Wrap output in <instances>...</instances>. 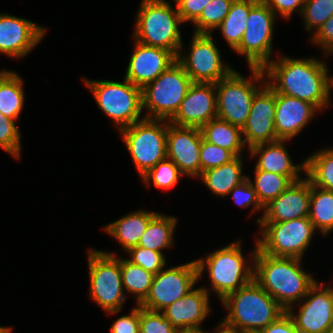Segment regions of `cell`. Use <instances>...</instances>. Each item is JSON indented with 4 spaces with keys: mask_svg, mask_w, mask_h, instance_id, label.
<instances>
[{
    "mask_svg": "<svg viewBox=\"0 0 333 333\" xmlns=\"http://www.w3.org/2000/svg\"><path fill=\"white\" fill-rule=\"evenodd\" d=\"M264 68L266 84L275 92L312 103L320 112L329 107V70L318 57L277 55Z\"/></svg>",
    "mask_w": 333,
    "mask_h": 333,
    "instance_id": "cell-1",
    "label": "cell"
},
{
    "mask_svg": "<svg viewBox=\"0 0 333 333\" xmlns=\"http://www.w3.org/2000/svg\"><path fill=\"white\" fill-rule=\"evenodd\" d=\"M212 311L210 295L203 287H194L162 313L175 330L204 329L201 325Z\"/></svg>",
    "mask_w": 333,
    "mask_h": 333,
    "instance_id": "cell-23",
    "label": "cell"
},
{
    "mask_svg": "<svg viewBox=\"0 0 333 333\" xmlns=\"http://www.w3.org/2000/svg\"><path fill=\"white\" fill-rule=\"evenodd\" d=\"M289 140H276L262 143L248 150L249 158H254V165L258 170L287 176L292 182L298 181L305 176V159L299 164L293 163L288 149L285 147ZM302 175V176H301Z\"/></svg>",
    "mask_w": 333,
    "mask_h": 333,
    "instance_id": "cell-24",
    "label": "cell"
},
{
    "mask_svg": "<svg viewBox=\"0 0 333 333\" xmlns=\"http://www.w3.org/2000/svg\"><path fill=\"white\" fill-rule=\"evenodd\" d=\"M47 31L29 19L0 13V53L22 59L41 43Z\"/></svg>",
    "mask_w": 333,
    "mask_h": 333,
    "instance_id": "cell-16",
    "label": "cell"
},
{
    "mask_svg": "<svg viewBox=\"0 0 333 333\" xmlns=\"http://www.w3.org/2000/svg\"><path fill=\"white\" fill-rule=\"evenodd\" d=\"M333 15V0H305L301 17L311 36Z\"/></svg>",
    "mask_w": 333,
    "mask_h": 333,
    "instance_id": "cell-37",
    "label": "cell"
},
{
    "mask_svg": "<svg viewBox=\"0 0 333 333\" xmlns=\"http://www.w3.org/2000/svg\"><path fill=\"white\" fill-rule=\"evenodd\" d=\"M177 223L178 219L174 215L158 212L150 220L138 246L162 253L164 250L172 249Z\"/></svg>",
    "mask_w": 333,
    "mask_h": 333,
    "instance_id": "cell-28",
    "label": "cell"
},
{
    "mask_svg": "<svg viewBox=\"0 0 333 333\" xmlns=\"http://www.w3.org/2000/svg\"><path fill=\"white\" fill-rule=\"evenodd\" d=\"M248 69L250 77H244L234 69L215 84L217 118L241 129L248 118L255 94L266 84L263 68Z\"/></svg>",
    "mask_w": 333,
    "mask_h": 333,
    "instance_id": "cell-8",
    "label": "cell"
},
{
    "mask_svg": "<svg viewBox=\"0 0 333 333\" xmlns=\"http://www.w3.org/2000/svg\"><path fill=\"white\" fill-rule=\"evenodd\" d=\"M243 333H262L261 331H247V332H243Z\"/></svg>",
    "mask_w": 333,
    "mask_h": 333,
    "instance_id": "cell-53",
    "label": "cell"
},
{
    "mask_svg": "<svg viewBox=\"0 0 333 333\" xmlns=\"http://www.w3.org/2000/svg\"><path fill=\"white\" fill-rule=\"evenodd\" d=\"M305 164V176L314 186L333 191V147L308 155Z\"/></svg>",
    "mask_w": 333,
    "mask_h": 333,
    "instance_id": "cell-33",
    "label": "cell"
},
{
    "mask_svg": "<svg viewBox=\"0 0 333 333\" xmlns=\"http://www.w3.org/2000/svg\"><path fill=\"white\" fill-rule=\"evenodd\" d=\"M236 156L228 149L207 142L202 137L200 146V175L201 172L219 167L230 162Z\"/></svg>",
    "mask_w": 333,
    "mask_h": 333,
    "instance_id": "cell-40",
    "label": "cell"
},
{
    "mask_svg": "<svg viewBox=\"0 0 333 333\" xmlns=\"http://www.w3.org/2000/svg\"><path fill=\"white\" fill-rule=\"evenodd\" d=\"M89 296L106 314L117 315L127 295L122 285L120 256L116 252L88 249Z\"/></svg>",
    "mask_w": 333,
    "mask_h": 333,
    "instance_id": "cell-7",
    "label": "cell"
},
{
    "mask_svg": "<svg viewBox=\"0 0 333 333\" xmlns=\"http://www.w3.org/2000/svg\"><path fill=\"white\" fill-rule=\"evenodd\" d=\"M229 195L232 196L235 204L241 208L252 206L249 217L259 211H264V207L258 201L256 192L248 178L234 187L228 196Z\"/></svg>",
    "mask_w": 333,
    "mask_h": 333,
    "instance_id": "cell-42",
    "label": "cell"
},
{
    "mask_svg": "<svg viewBox=\"0 0 333 333\" xmlns=\"http://www.w3.org/2000/svg\"><path fill=\"white\" fill-rule=\"evenodd\" d=\"M244 158L236 156L233 160L219 167L201 172L198 177L214 196L228 197L230 191L247 179L243 174Z\"/></svg>",
    "mask_w": 333,
    "mask_h": 333,
    "instance_id": "cell-26",
    "label": "cell"
},
{
    "mask_svg": "<svg viewBox=\"0 0 333 333\" xmlns=\"http://www.w3.org/2000/svg\"><path fill=\"white\" fill-rule=\"evenodd\" d=\"M215 118H217L215 84L192 83L178 111L169 122L177 126L201 128Z\"/></svg>",
    "mask_w": 333,
    "mask_h": 333,
    "instance_id": "cell-19",
    "label": "cell"
},
{
    "mask_svg": "<svg viewBox=\"0 0 333 333\" xmlns=\"http://www.w3.org/2000/svg\"><path fill=\"white\" fill-rule=\"evenodd\" d=\"M168 120L148 119L118 131L140 178L167 158Z\"/></svg>",
    "mask_w": 333,
    "mask_h": 333,
    "instance_id": "cell-9",
    "label": "cell"
},
{
    "mask_svg": "<svg viewBox=\"0 0 333 333\" xmlns=\"http://www.w3.org/2000/svg\"><path fill=\"white\" fill-rule=\"evenodd\" d=\"M220 303L228 311L221 322L238 333L261 331L286 312L254 279Z\"/></svg>",
    "mask_w": 333,
    "mask_h": 333,
    "instance_id": "cell-4",
    "label": "cell"
},
{
    "mask_svg": "<svg viewBox=\"0 0 333 333\" xmlns=\"http://www.w3.org/2000/svg\"><path fill=\"white\" fill-rule=\"evenodd\" d=\"M275 92L265 84L254 96L248 118L242 128L245 146L251 147L279 140L276 136Z\"/></svg>",
    "mask_w": 333,
    "mask_h": 333,
    "instance_id": "cell-18",
    "label": "cell"
},
{
    "mask_svg": "<svg viewBox=\"0 0 333 333\" xmlns=\"http://www.w3.org/2000/svg\"><path fill=\"white\" fill-rule=\"evenodd\" d=\"M331 91H333V75H331L330 73H329V104H330V106L332 105L331 104V100H332V97H331Z\"/></svg>",
    "mask_w": 333,
    "mask_h": 333,
    "instance_id": "cell-50",
    "label": "cell"
},
{
    "mask_svg": "<svg viewBox=\"0 0 333 333\" xmlns=\"http://www.w3.org/2000/svg\"><path fill=\"white\" fill-rule=\"evenodd\" d=\"M157 211L138 209L110 222L102 229L118 241L121 249L127 252L130 248L138 246L143 233L150 220L157 214Z\"/></svg>",
    "mask_w": 333,
    "mask_h": 333,
    "instance_id": "cell-25",
    "label": "cell"
},
{
    "mask_svg": "<svg viewBox=\"0 0 333 333\" xmlns=\"http://www.w3.org/2000/svg\"><path fill=\"white\" fill-rule=\"evenodd\" d=\"M310 195L311 182L305 176L293 182L277 198L265 205L262 216L256 219V224L259 225V222H285L307 217Z\"/></svg>",
    "mask_w": 333,
    "mask_h": 333,
    "instance_id": "cell-21",
    "label": "cell"
},
{
    "mask_svg": "<svg viewBox=\"0 0 333 333\" xmlns=\"http://www.w3.org/2000/svg\"><path fill=\"white\" fill-rule=\"evenodd\" d=\"M308 218L316 232L324 237L333 232V191L314 186L311 195Z\"/></svg>",
    "mask_w": 333,
    "mask_h": 333,
    "instance_id": "cell-31",
    "label": "cell"
},
{
    "mask_svg": "<svg viewBox=\"0 0 333 333\" xmlns=\"http://www.w3.org/2000/svg\"><path fill=\"white\" fill-rule=\"evenodd\" d=\"M82 80L100 111L112 119L118 131L145 118L142 115V89L127 79L120 82L82 77Z\"/></svg>",
    "mask_w": 333,
    "mask_h": 333,
    "instance_id": "cell-5",
    "label": "cell"
},
{
    "mask_svg": "<svg viewBox=\"0 0 333 333\" xmlns=\"http://www.w3.org/2000/svg\"><path fill=\"white\" fill-rule=\"evenodd\" d=\"M125 253L129 257L127 259L130 262L141 266L153 274H157L167 265V257L162 252L135 246Z\"/></svg>",
    "mask_w": 333,
    "mask_h": 333,
    "instance_id": "cell-39",
    "label": "cell"
},
{
    "mask_svg": "<svg viewBox=\"0 0 333 333\" xmlns=\"http://www.w3.org/2000/svg\"><path fill=\"white\" fill-rule=\"evenodd\" d=\"M254 168L253 181L250 176H247V178L250 180L256 192L258 201L263 207L271 200L277 198L293 183L285 175L258 170L255 166Z\"/></svg>",
    "mask_w": 333,
    "mask_h": 333,
    "instance_id": "cell-34",
    "label": "cell"
},
{
    "mask_svg": "<svg viewBox=\"0 0 333 333\" xmlns=\"http://www.w3.org/2000/svg\"><path fill=\"white\" fill-rule=\"evenodd\" d=\"M175 331L162 312L147 310L140 306L139 333H174Z\"/></svg>",
    "mask_w": 333,
    "mask_h": 333,
    "instance_id": "cell-41",
    "label": "cell"
},
{
    "mask_svg": "<svg viewBox=\"0 0 333 333\" xmlns=\"http://www.w3.org/2000/svg\"><path fill=\"white\" fill-rule=\"evenodd\" d=\"M214 328L215 329L213 333H238L234 329L224 325L221 321H219V323H217V325ZM202 333H211V332L209 331L207 332L205 329H202Z\"/></svg>",
    "mask_w": 333,
    "mask_h": 333,
    "instance_id": "cell-48",
    "label": "cell"
},
{
    "mask_svg": "<svg viewBox=\"0 0 333 333\" xmlns=\"http://www.w3.org/2000/svg\"><path fill=\"white\" fill-rule=\"evenodd\" d=\"M241 242V239L233 241L222 248L211 251L205 257L195 259L198 267V280H201L207 271L211 282L210 287H202L209 294L215 293L220 302L227 295L253 280L254 257L258 248L257 241L255 238V248L253 251L251 250L248 258L243 255Z\"/></svg>",
    "mask_w": 333,
    "mask_h": 333,
    "instance_id": "cell-3",
    "label": "cell"
},
{
    "mask_svg": "<svg viewBox=\"0 0 333 333\" xmlns=\"http://www.w3.org/2000/svg\"><path fill=\"white\" fill-rule=\"evenodd\" d=\"M120 268L125 294L133 295L136 305H140L150 292L155 274L124 257H120Z\"/></svg>",
    "mask_w": 333,
    "mask_h": 333,
    "instance_id": "cell-32",
    "label": "cell"
},
{
    "mask_svg": "<svg viewBox=\"0 0 333 333\" xmlns=\"http://www.w3.org/2000/svg\"><path fill=\"white\" fill-rule=\"evenodd\" d=\"M134 42L124 78L142 89L173 64L176 56L169 50Z\"/></svg>",
    "mask_w": 333,
    "mask_h": 333,
    "instance_id": "cell-20",
    "label": "cell"
},
{
    "mask_svg": "<svg viewBox=\"0 0 333 333\" xmlns=\"http://www.w3.org/2000/svg\"><path fill=\"white\" fill-rule=\"evenodd\" d=\"M202 132L198 127L177 126L169 122L167 129V158L185 177L200 176V146Z\"/></svg>",
    "mask_w": 333,
    "mask_h": 333,
    "instance_id": "cell-17",
    "label": "cell"
},
{
    "mask_svg": "<svg viewBox=\"0 0 333 333\" xmlns=\"http://www.w3.org/2000/svg\"><path fill=\"white\" fill-rule=\"evenodd\" d=\"M234 0H211L192 23L193 33L213 34L229 13Z\"/></svg>",
    "mask_w": 333,
    "mask_h": 333,
    "instance_id": "cell-35",
    "label": "cell"
},
{
    "mask_svg": "<svg viewBox=\"0 0 333 333\" xmlns=\"http://www.w3.org/2000/svg\"><path fill=\"white\" fill-rule=\"evenodd\" d=\"M17 121L0 113V148L16 160L21 159V130Z\"/></svg>",
    "mask_w": 333,
    "mask_h": 333,
    "instance_id": "cell-38",
    "label": "cell"
},
{
    "mask_svg": "<svg viewBox=\"0 0 333 333\" xmlns=\"http://www.w3.org/2000/svg\"><path fill=\"white\" fill-rule=\"evenodd\" d=\"M198 280L196 260L183 264L164 267L154 275L150 292L140 304L141 307L162 312L170 304L185 296L193 289Z\"/></svg>",
    "mask_w": 333,
    "mask_h": 333,
    "instance_id": "cell-14",
    "label": "cell"
},
{
    "mask_svg": "<svg viewBox=\"0 0 333 333\" xmlns=\"http://www.w3.org/2000/svg\"><path fill=\"white\" fill-rule=\"evenodd\" d=\"M274 126L276 136L281 140H292L299 135L316 116L321 113L312 103L275 93Z\"/></svg>",
    "mask_w": 333,
    "mask_h": 333,
    "instance_id": "cell-22",
    "label": "cell"
},
{
    "mask_svg": "<svg viewBox=\"0 0 333 333\" xmlns=\"http://www.w3.org/2000/svg\"><path fill=\"white\" fill-rule=\"evenodd\" d=\"M140 305L131 309L130 314H124L113 321L110 333H139Z\"/></svg>",
    "mask_w": 333,
    "mask_h": 333,
    "instance_id": "cell-44",
    "label": "cell"
},
{
    "mask_svg": "<svg viewBox=\"0 0 333 333\" xmlns=\"http://www.w3.org/2000/svg\"><path fill=\"white\" fill-rule=\"evenodd\" d=\"M258 0H234L229 13L226 15L222 23L216 28L222 34L227 45L235 51L244 36L247 18L250 8Z\"/></svg>",
    "mask_w": 333,
    "mask_h": 333,
    "instance_id": "cell-30",
    "label": "cell"
},
{
    "mask_svg": "<svg viewBox=\"0 0 333 333\" xmlns=\"http://www.w3.org/2000/svg\"><path fill=\"white\" fill-rule=\"evenodd\" d=\"M302 260L295 257H275L257 248L253 279L286 311L299 303L317 282L305 271Z\"/></svg>",
    "mask_w": 333,
    "mask_h": 333,
    "instance_id": "cell-2",
    "label": "cell"
},
{
    "mask_svg": "<svg viewBox=\"0 0 333 333\" xmlns=\"http://www.w3.org/2000/svg\"><path fill=\"white\" fill-rule=\"evenodd\" d=\"M264 2L277 16L285 20H289L292 14L301 15L305 0H261Z\"/></svg>",
    "mask_w": 333,
    "mask_h": 333,
    "instance_id": "cell-45",
    "label": "cell"
},
{
    "mask_svg": "<svg viewBox=\"0 0 333 333\" xmlns=\"http://www.w3.org/2000/svg\"><path fill=\"white\" fill-rule=\"evenodd\" d=\"M211 0H178L177 10L183 23H193Z\"/></svg>",
    "mask_w": 333,
    "mask_h": 333,
    "instance_id": "cell-46",
    "label": "cell"
},
{
    "mask_svg": "<svg viewBox=\"0 0 333 333\" xmlns=\"http://www.w3.org/2000/svg\"><path fill=\"white\" fill-rule=\"evenodd\" d=\"M214 40L212 34L193 33L189 52L184 50L183 42L181 44L176 60L193 83L216 84L234 70L231 64L223 62L221 51Z\"/></svg>",
    "mask_w": 333,
    "mask_h": 333,
    "instance_id": "cell-12",
    "label": "cell"
},
{
    "mask_svg": "<svg viewBox=\"0 0 333 333\" xmlns=\"http://www.w3.org/2000/svg\"><path fill=\"white\" fill-rule=\"evenodd\" d=\"M277 15L261 0L251 8L243 39L235 53L244 56L249 68H264L273 60V35Z\"/></svg>",
    "mask_w": 333,
    "mask_h": 333,
    "instance_id": "cell-13",
    "label": "cell"
},
{
    "mask_svg": "<svg viewBox=\"0 0 333 333\" xmlns=\"http://www.w3.org/2000/svg\"><path fill=\"white\" fill-rule=\"evenodd\" d=\"M192 83L176 60L154 81L142 88V110L147 112H143L144 117L170 120L178 111Z\"/></svg>",
    "mask_w": 333,
    "mask_h": 333,
    "instance_id": "cell-10",
    "label": "cell"
},
{
    "mask_svg": "<svg viewBox=\"0 0 333 333\" xmlns=\"http://www.w3.org/2000/svg\"><path fill=\"white\" fill-rule=\"evenodd\" d=\"M174 333H202L200 329L176 330Z\"/></svg>",
    "mask_w": 333,
    "mask_h": 333,
    "instance_id": "cell-51",
    "label": "cell"
},
{
    "mask_svg": "<svg viewBox=\"0 0 333 333\" xmlns=\"http://www.w3.org/2000/svg\"><path fill=\"white\" fill-rule=\"evenodd\" d=\"M324 283L317 281L299 303L287 310L300 333L333 330V285Z\"/></svg>",
    "mask_w": 333,
    "mask_h": 333,
    "instance_id": "cell-15",
    "label": "cell"
},
{
    "mask_svg": "<svg viewBox=\"0 0 333 333\" xmlns=\"http://www.w3.org/2000/svg\"><path fill=\"white\" fill-rule=\"evenodd\" d=\"M138 9L132 39L147 46L169 50L177 57L183 42L179 26L184 24L177 6L140 2Z\"/></svg>",
    "mask_w": 333,
    "mask_h": 333,
    "instance_id": "cell-6",
    "label": "cell"
},
{
    "mask_svg": "<svg viewBox=\"0 0 333 333\" xmlns=\"http://www.w3.org/2000/svg\"><path fill=\"white\" fill-rule=\"evenodd\" d=\"M172 1L174 4V0H172ZM141 2H145V3H149V4H162V5L171 4L169 2V0H142Z\"/></svg>",
    "mask_w": 333,
    "mask_h": 333,
    "instance_id": "cell-49",
    "label": "cell"
},
{
    "mask_svg": "<svg viewBox=\"0 0 333 333\" xmlns=\"http://www.w3.org/2000/svg\"><path fill=\"white\" fill-rule=\"evenodd\" d=\"M309 41L319 47L326 58L333 54V15L311 36Z\"/></svg>",
    "mask_w": 333,
    "mask_h": 333,
    "instance_id": "cell-43",
    "label": "cell"
},
{
    "mask_svg": "<svg viewBox=\"0 0 333 333\" xmlns=\"http://www.w3.org/2000/svg\"><path fill=\"white\" fill-rule=\"evenodd\" d=\"M184 177L179 168L168 158L160 161L140 180L148 189L153 184L157 189L168 191L176 187L179 179Z\"/></svg>",
    "mask_w": 333,
    "mask_h": 333,
    "instance_id": "cell-36",
    "label": "cell"
},
{
    "mask_svg": "<svg viewBox=\"0 0 333 333\" xmlns=\"http://www.w3.org/2000/svg\"><path fill=\"white\" fill-rule=\"evenodd\" d=\"M13 332V328L11 326H0V333H12Z\"/></svg>",
    "mask_w": 333,
    "mask_h": 333,
    "instance_id": "cell-52",
    "label": "cell"
},
{
    "mask_svg": "<svg viewBox=\"0 0 333 333\" xmlns=\"http://www.w3.org/2000/svg\"><path fill=\"white\" fill-rule=\"evenodd\" d=\"M258 248L270 256L303 259L316 230L307 217L285 222H259Z\"/></svg>",
    "mask_w": 333,
    "mask_h": 333,
    "instance_id": "cell-11",
    "label": "cell"
},
{
    "mask_svg": "<svg viewBox=\"0 0 333 333\" xmlns=\"http://www.w3.org/2000/svg\"><path fill=\"white\" fill-rule=\"evenodd\" d=\"M203 138L216 146L230 150L235 156H243L245 146L242 129L227 121L215 118L200 128Z\"/></svg>",
    "mask_w": 333,
    "mask_h": 333,
    "instance_id": "cell-29",
    "label": "cell"
},
{
    "mask_svg": "<svg viewBox=\"0 0 333 333\" xmlns=\"http://www.w3.org/2000/svg\"><path fill=\"white\" fill-rule=\"evenodd\" d=\"M23 81L17 72L0 70V113L15 121L21 119L26 100Z\"/></svg>",
    "mask_w": 333,
    "mask_h": 333,
    "instance_id": "cell-27",
    "label": "cell"
},
{
    "mask_svg": "<svg viewBox=\"0 0 333 333\" xmlns=\"http://www.w3.org/2000/svg\"><path fill=\"white\" fill-rule=\"evenodd\" d=\"M262 333H300L287 311L261 330Z\"/></svg>",
    "mask_w": 333,
    "mask_h": 333,
    "instance_id": "cell-47",
    "label": "cell"
}]
</instances>
